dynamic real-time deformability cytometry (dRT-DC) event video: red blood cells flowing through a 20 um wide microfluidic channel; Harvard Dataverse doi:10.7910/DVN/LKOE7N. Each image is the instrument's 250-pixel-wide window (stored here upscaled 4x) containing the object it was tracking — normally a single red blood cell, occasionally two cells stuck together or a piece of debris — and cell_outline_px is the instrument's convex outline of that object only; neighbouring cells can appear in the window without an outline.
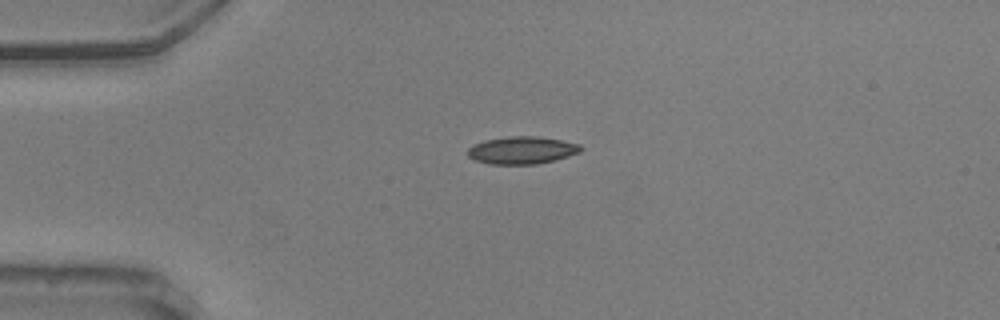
{"species": "common noctule bat (a hibernating species)", "species_latin": "Nyctalus noctula", "temperature_condition": "warm", "stored_images_in_passage": 43, "camera_frame_rate_fps": 3000, "um_per_image_px": 0.085, "animal": {"sex": "male", "body_mass_g": 20.5, "forearm_length_mm": 52.5}, "frame": {"image": 1, "passage_image": 1, "time_ms": 0.0, "image_size_px": [1000, 320], "cell_outline_px": [[584, 148], [580, 152], [556, 160], [536, 164], [488, 164], [476, 160], [468, 156], [468, 148], [472, 144], [484, 140], [508, 136], [532, 136], [560, 140], [580, 144]], "centroid_in_image_um": [44.36, 12.77], "position_along_channel_um": 40.6, "area_um2": 18.15}}
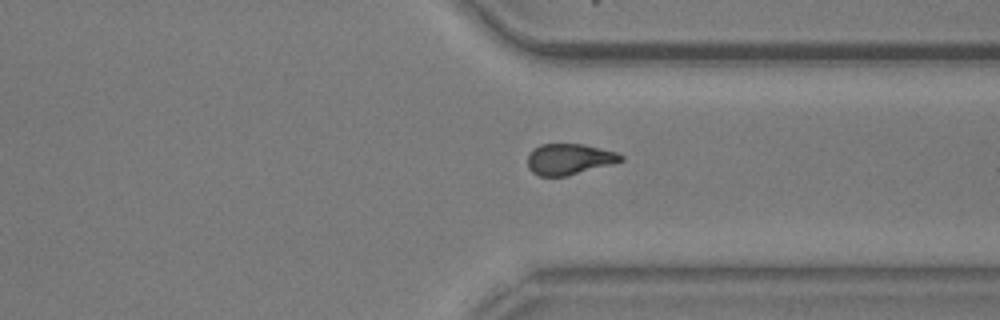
{"frame": {"image": 2, "passage_image": 30, "time_ms": 9.667, "image_size_px": [1000, 320], "cell_outline_px": [[624, 160], [612, 164], [564, 176], [540, 176], [532, 172], [528, 168], [528, 156], [532, 148], [540, 144], [584, 144], [616, 152], [624, 156]], "centroid_in_image_um": [48.36, 13.52], "position_along_channel_um": 363.0, "area_um2": 16.76}}
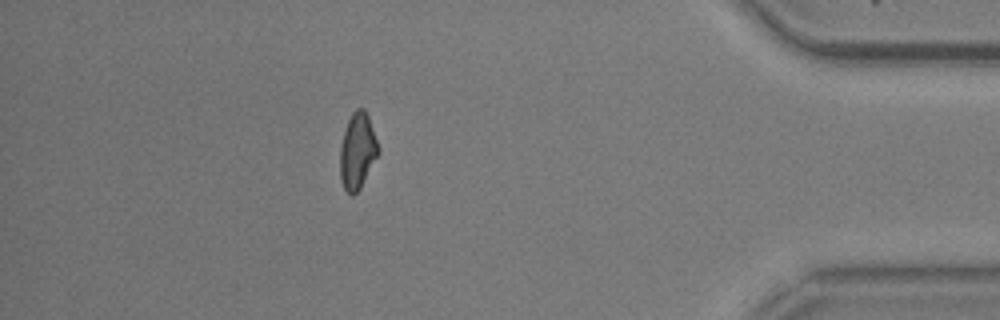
{"frame": {"image": 3, "passage_image": 37, "time_ms": 12.0, "image_size_px": [1000, 320], "cell_outline_px": [[380, 152], [360, 188], [352, 196], [344, 188], [340, 180], [340, 148], [344, 132], [348, 120], [352, 112], [356, 108], [364, 108], [368, 116], [380, 148]], "centroid_in_image_um": [30.39, 12.83], "position_along_channel_um": 404.8, "area_um2": 16.94}, "authors_computed_cell_mechanics": {"area_um2": 17.34, "velocity_mm_per_s": 3.6252, "shape_relaxation_time_tau1_ms": 3.9934, "shape_relaxation_time_tau2_ms": 2.0143, "deformation_change_tau1": 0.1434, "deformation_change_tau2": 0.0795}}